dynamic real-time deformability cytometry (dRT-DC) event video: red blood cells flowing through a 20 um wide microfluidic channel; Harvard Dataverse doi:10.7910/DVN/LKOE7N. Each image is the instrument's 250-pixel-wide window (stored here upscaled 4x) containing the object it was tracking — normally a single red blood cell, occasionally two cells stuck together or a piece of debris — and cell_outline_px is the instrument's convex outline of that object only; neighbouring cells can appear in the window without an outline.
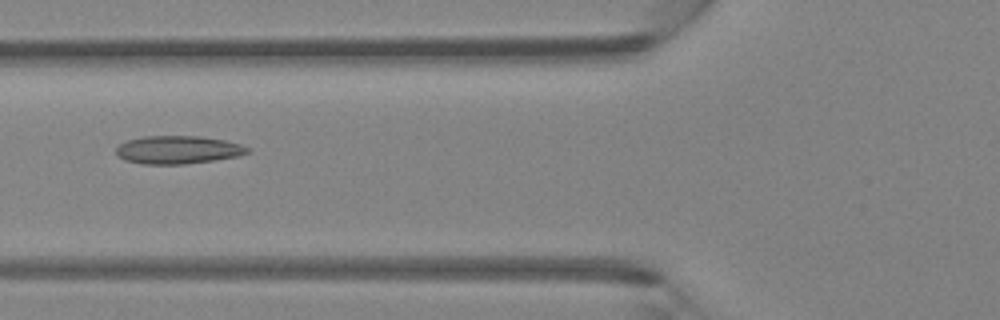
{"species": "Egyptian fruit bat (a non-hibernating species)", "species_latin": "Rousettus aegyptiacus", "temperature_condition": "room temperature", "stored_images_in_passage": 46, "camera_frame_rate_fps": 3000, "um_per_image_px": 0.085, "animal": {"sex": "female"}, "frame": {"image": 1, "passage_image": 18, "time_ms": 5.667, "image_size_px": [1000, 320], "cell_outline_px": [[252, 148], [248, 152], [240, 156], [216, 160], [184, 164], [140, 164], [124, 160], [116, 156], [116, 148], [120, 144], [128, 140], [144, 136], [200, 136], [224, 140], [240, 144]], "centroid_in_image_um": [15.13, 12.74], "position_along_channel_um": 110.7, "area_um2": 21.68}}
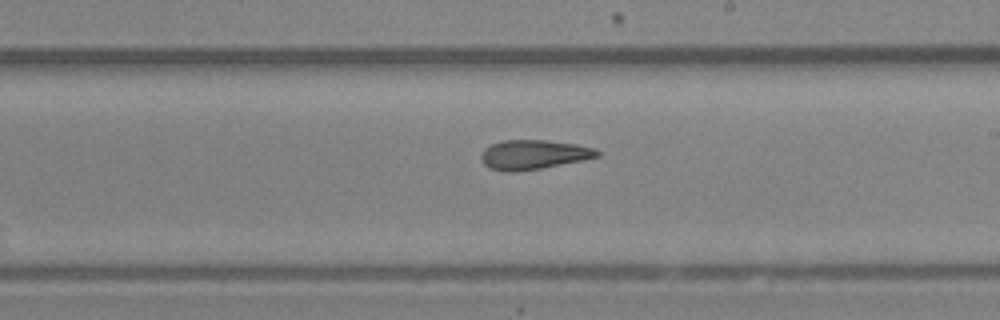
{"frame": {"image": 2, "passage_image": 27, "time_ms": 8.667, "image_size_px": [1000, 320], "cell_outline_px": [[600, 156], [584, 160], [540, 168], [516, 172], [504, 172], [492, 168], [484, 164], [480, 160], [480, 156], [484, 148], [492, 144], [504, 140], [544, 140], [576, 144], [596, 148], [600, 152]], "centroid_in_image_um": [45.35, 13.14], "position_along_channel_um": 243.6, "area_um2": 19.94}}
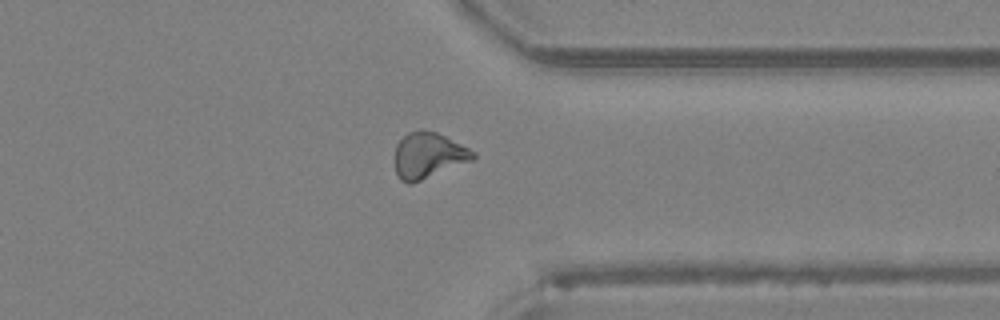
{"frame": {"image": 3, "passage_image": 36, "time_ms": 11.667, "image_size_px": [1000, 320], "cell_outline_px": [[476, 156], [472, 160], [412, 184], [408, 184], [400, 180], [396, 172], [396, 144], [408, 132], [420, 128], [436, 132], [476, 152]], "centroid_in_image_um": [36.39, 13.2], "position_along_channel_um": 375.0, "area_um2": 20.75}}